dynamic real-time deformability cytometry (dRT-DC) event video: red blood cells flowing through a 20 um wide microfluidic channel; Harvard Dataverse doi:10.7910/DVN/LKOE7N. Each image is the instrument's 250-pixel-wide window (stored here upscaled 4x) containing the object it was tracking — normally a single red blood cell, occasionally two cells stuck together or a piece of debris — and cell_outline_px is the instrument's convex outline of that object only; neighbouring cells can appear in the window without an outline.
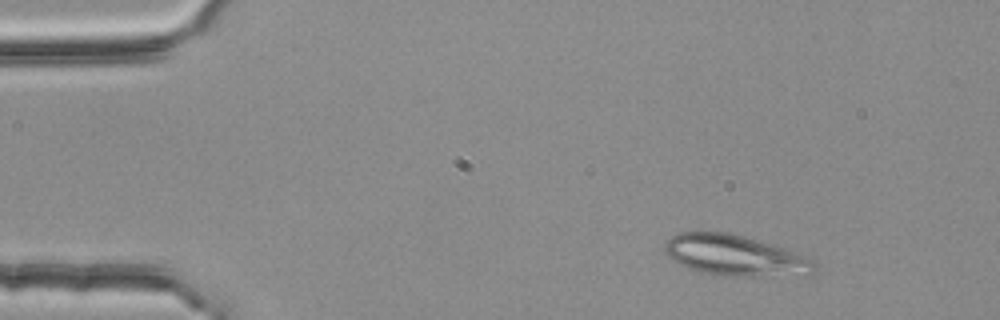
{"species": "common noctule bat (a hibernating species)", "species_latin": "Nyctalus noctula", "temperature_condition": "room temperature", "stored_images_in_passage": 4, "camera_frame_rate_fps": 3000, "um_per_image_px": 0.085, "animal": {"sex": "female", "body_mass_g": 25.1}, "frame": {"image": 1, "passage_image": 2, "time_ms": 0.333, "image_size_px": [1000, 320], "cell_outline_px": [[816, 264], [812, 276], [736, 276], [700, 272], [680, 264], [672, 260], [664, 252], [664, 244], [672, 236], [680, 232], [732, 232], [776, 244], [812, 256], [816, 260]], "centroid_in_image_um": [62.62, 21.71], "position_along_channel_um": 22.4, "area_um2": 36.59}}